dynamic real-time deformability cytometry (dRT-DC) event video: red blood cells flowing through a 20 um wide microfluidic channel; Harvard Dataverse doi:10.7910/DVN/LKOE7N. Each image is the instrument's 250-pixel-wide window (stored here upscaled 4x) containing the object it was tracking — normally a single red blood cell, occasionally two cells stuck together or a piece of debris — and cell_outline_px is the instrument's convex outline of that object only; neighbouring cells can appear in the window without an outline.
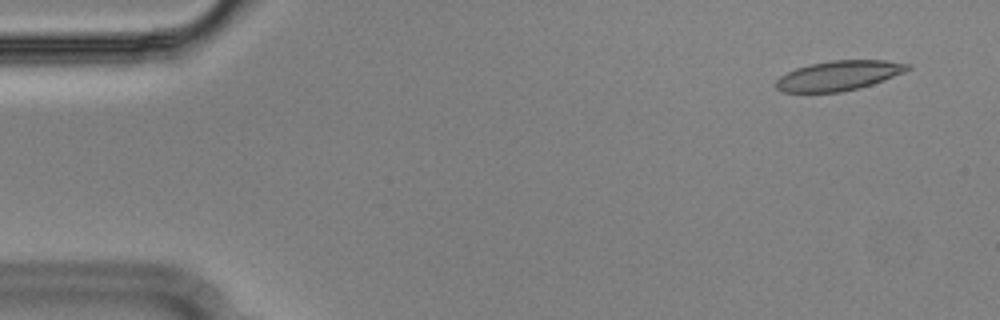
{"species": "Egyptian fruit bat (a non-hibernating species)", "species_latin": "Rousettus aegyptiacus", "temperature_condition": "cold", "stored_images_in_passage": 55, "camera_frame_rate_fps": 3000, "um_per_image_px": 0.085, "animal": {"sex": "male"}, "frame": {"image": 1, "passage_image": 4, "time_ms": 1.0, "image_size_px": [1000, 320], "cell_outline_px": [[912, 68], [904, 72], [884, 80], [860, 88], [840, 92], [784, 92], [776, 88], [772, 84], [780, 76], [796, 68], [812, 64], [832, 60], [884, 60], [912, 64]], "centroid_in_image_um": [71.3, 6.43], "position_along_channel_um": 13.7, "area_um2": 22.89}}
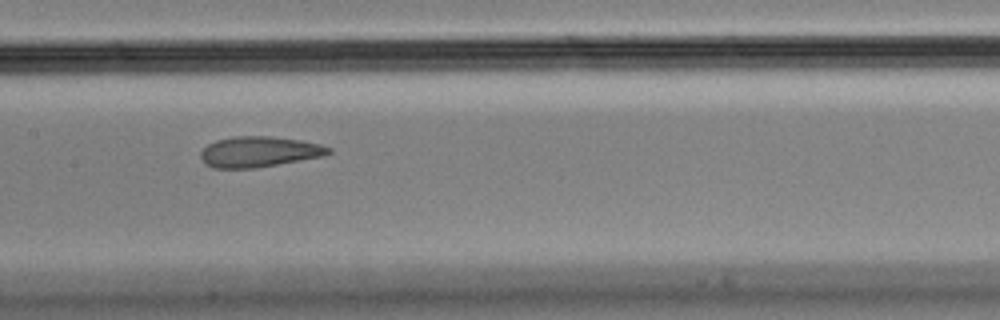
{"frame": {"image": 2, "passage_image": 27, "time_ms": 8.667, "image_size_px": [1000, 320], "cell_outline_px": [[332, 152], [324, 156], [256, 168], [212, 168], [204, 164], [200, 156], [200, 152], [208, 144], [216, 140], [236, 136], [268, 136], [300, 140], [320, 144], [332, 148]], "centroid_in_image_um": [22.01, 12.9], "position_along_channel_um": 185.4, "area_um2": 22.89}}
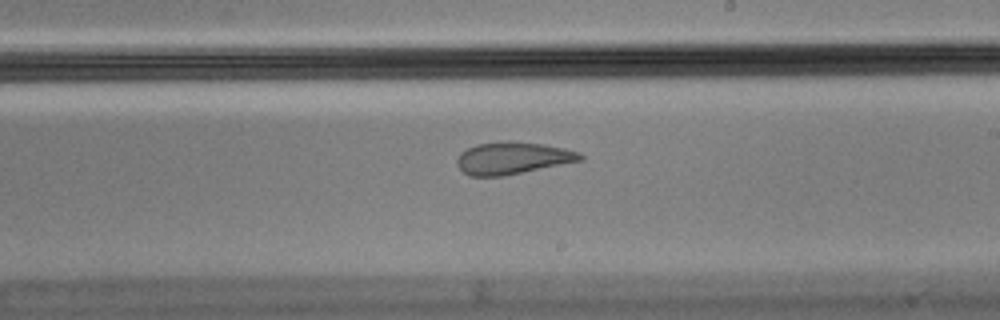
{"frame": {"image": 3, "passage_image": 32, "time_ms": 10.333, "image_size_px": [1000, 320], "cell_outline_px": [[584, 160], [504, 176], [468, 176], [456, 164], [456, 160], [460, 152], [476, 144], [500, 140], [508, 140], [544, 144], [564, 148], [580, 152], [584, 156]], "centroid_in_image_um": [43.57, 13.42], "position_along_channel_um": 245.4, "area_um2": 23.47}, "authors_computed_cell_mechanics": {"area_um2": 23.7558, "velocity_mm_per_s": 3.6169, "shape_relaxation_time_tau1_ms": null, "shape_relaxation_time_tau2_ms": 1.9091, "deformation_change_tau1": null, "deformation_change_tau2": 0.0667}}